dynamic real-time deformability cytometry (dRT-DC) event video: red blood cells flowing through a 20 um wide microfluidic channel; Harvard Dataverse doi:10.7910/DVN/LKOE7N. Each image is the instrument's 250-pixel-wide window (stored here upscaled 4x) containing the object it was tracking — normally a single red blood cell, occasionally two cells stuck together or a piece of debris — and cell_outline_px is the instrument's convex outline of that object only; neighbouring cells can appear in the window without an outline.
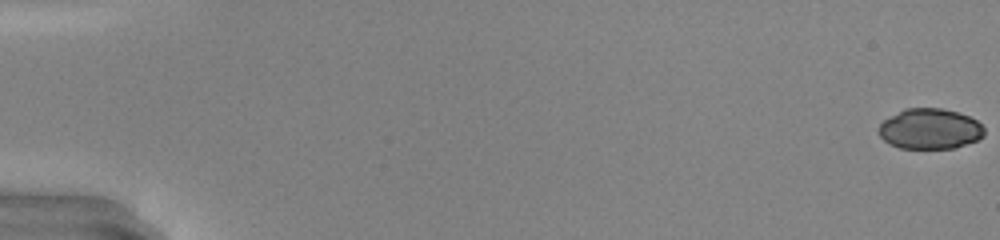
{"species": "common noctule bat (a hibernating species)", "species_latin": "Nyctalus noctula", "temperature_condition": "warm", "stored_images_in_passage": 50, "camera_frame_rate_fps": 3000, "um_per_image_px": 0.085, "animal": {"sex": "male", "body_mass_g": 20.0, "forearm_length_mm": 53.3}, "frame": {"image": 1, "passage_image": 1, "time_ms": 0.0, "image_size_px": [1000, 240], "cell_outline_px": [[984, 136], [976, 140], [956, 148], [900, 148], [884, 140], [880, 136], [880, 124], [884, 120], [904, 108], [940, 108], [956, 112], [968, 116], [976, 120], [984, 128]], "centroid_in_image_um": [79.06, 10.95], "position_along_channel_um": 5.9, "area_um2": 24.62}}
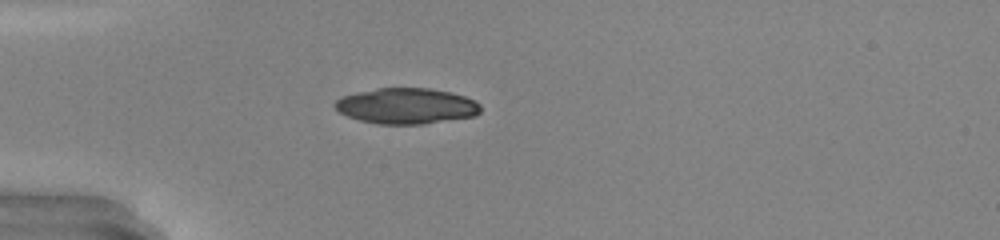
{"frame": {"image": 2, "passage_image": 16, "time_ms": 5.0, "image_size_px": [1000, 240], "cell_outline_px": [[480, 112], [476, 116], [424, 124], [376, 124], [360, 120], [348, 116], [340, 112], [332, 104], [340, 96], [376, 88], [428, 88], [448, 92], [464, 96], [476, 100], [480, 104]], "centroid_in_image_um": [34.54, 9.01], "position_along_channel_um": 50.5, "area_um2": 30.46}}
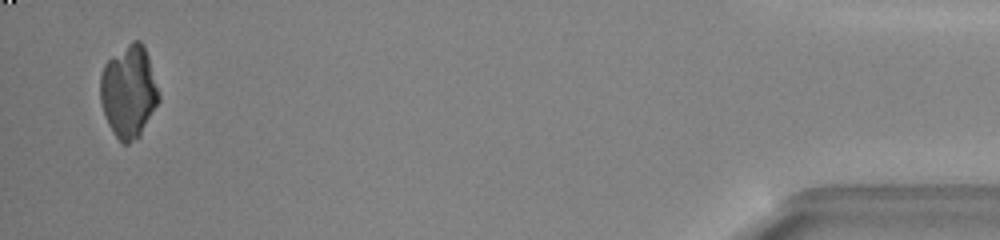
{"frame": {"image": 3, "passage_image": 49, "time_ms": 16.0, "image_size_px": [1000, 240], "cell_outline_px": [[160, 100], [140, 136], [136, 140], [128, 144], [124, 144], [112, 132], [108, 124], [100, 100], [100, 76], [104, 64], [112, 56], [132, 40], [140, 40], [144, 44], [160, 92]], "centroid_in_image_um": [10.95, 7.78], "position_along_channel_um": 424.2, "area_um2": 31.73}}